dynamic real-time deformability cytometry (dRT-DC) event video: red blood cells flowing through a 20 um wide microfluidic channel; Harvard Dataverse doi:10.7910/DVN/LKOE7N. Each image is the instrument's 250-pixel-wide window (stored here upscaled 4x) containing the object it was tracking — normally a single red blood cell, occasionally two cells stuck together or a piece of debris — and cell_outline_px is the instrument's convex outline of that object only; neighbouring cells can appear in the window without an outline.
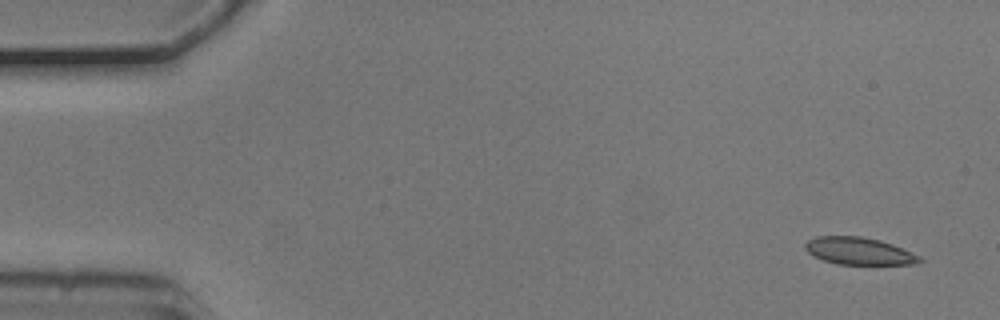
{"species": "common noctule bat (a hibernating species)", "species_latin": "Nyctalus noctula", "temperature_condition": "cold", "stored_images_in_passage": 6, "camera_frame_rate_fps": 3000, "um_per_image_px": 0.085, "animal": {"sex": "male", "body_mass_g": 20.5, "forearm_length_mm": 52.5}, "frame": {"image": 1, "passage_image": 1, "time_ms": 0.0, "image_size_px": [1000, 320], "cell_outline_px": [[924, 260], [920, 264], [836, 264], [812, 256], [804, 248], [804, 244], [808, 240], [816, 236], [860, 236], [880, 240], [892, 244], [920, 256]], "centroid_in_image_um": [73.0, 21.34], "position_along_channel_um": 12.0, "area_um2": 18.26}}
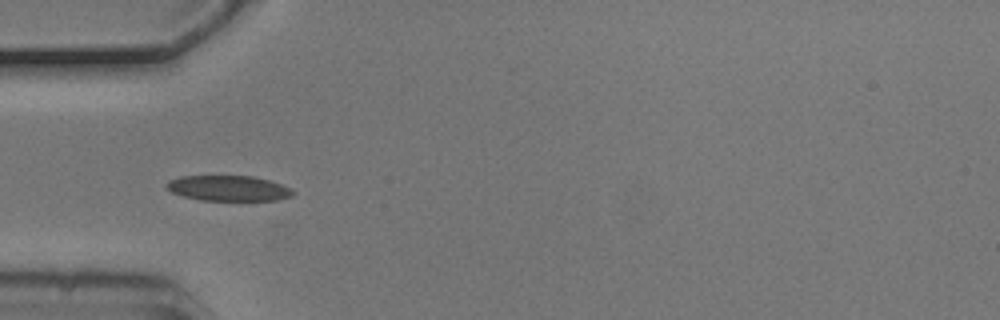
{"frame": {"image": 2, "passage_image": 5, "time_ms": 1.333, "image_size_px": [1000, 320], "cell_outline_px": [[296, 192], [292, 196], [280, 200], [200, 200], [184, 196], [172, 192], [164, 184], [168, 180], [180, 176], [252, 176], [268, 180], [292, 188]], "centroid_in_image_um": [19.43, 16.0], "position_along_channel_um": 65.6, "area_um2": 18.73}}